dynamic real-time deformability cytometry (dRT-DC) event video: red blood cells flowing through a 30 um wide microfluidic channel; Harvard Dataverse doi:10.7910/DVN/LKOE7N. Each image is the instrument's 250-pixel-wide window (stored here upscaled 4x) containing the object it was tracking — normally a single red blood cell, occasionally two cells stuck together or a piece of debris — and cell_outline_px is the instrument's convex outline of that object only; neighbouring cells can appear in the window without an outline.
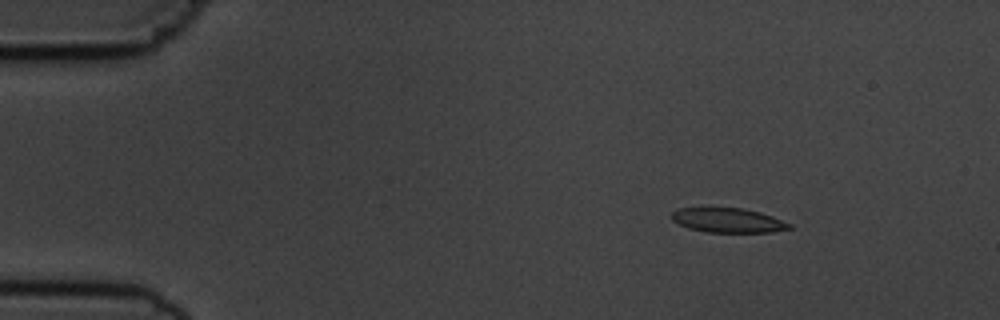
{"species": "common noctule bat (a hibernating species)", "species_latin": "Nyctalus noctula", "temperature_condition": "cold", "stored_images_in_passage": 6, "camera_frame_rate_fps": 3000, "um_per_image_px": 0.085, "animal": {"sex": "male", "body_mass_g": 19.5, "forearm_length_mm": 54.6}, "frame": {"image": 1, "passage_image": 2, "time_ms": 1.333, "image_size_px": [1000, 320], "cell_outline_px": [[792, 228], [772, 232], [704, 232], [688, 228], [672, 220], [668, 216], [676, 208], [740, 208], [760, 212], [772, 216], [792, 224]], "centroid_in_image_um": [61.85, 18.73], "position_along_channel_um": 23.2, "area_um2": 16.88}}
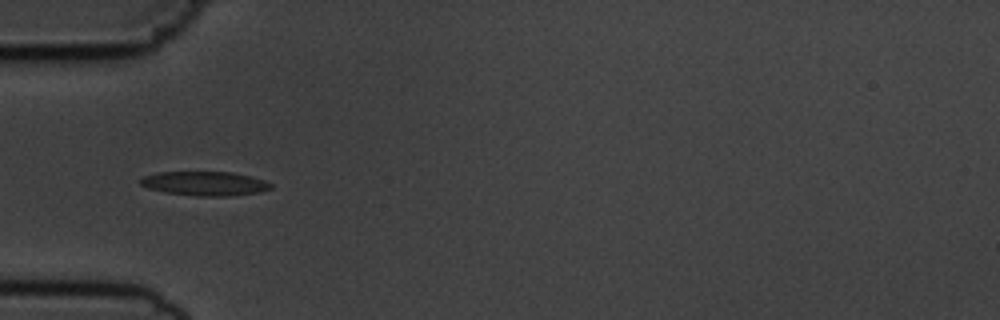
{"frame": {"image": 2, "passage_image": 5, "time_ms": 4.667, "image_size_px": [1000, 320], "cell_outline_px": [[272, 188], [260, 192], [232, 196], [196, 196], [164, 192], [148, 188], [140, 184], [140, 180], [144, 176], [156, 172], [232, 172], [252, 176], [264, 180], [272, 184]], "centroid_in_image_um": [17.43, 15.6], "position_along_channel_um": 67.6, "area_um2": 18.5}}
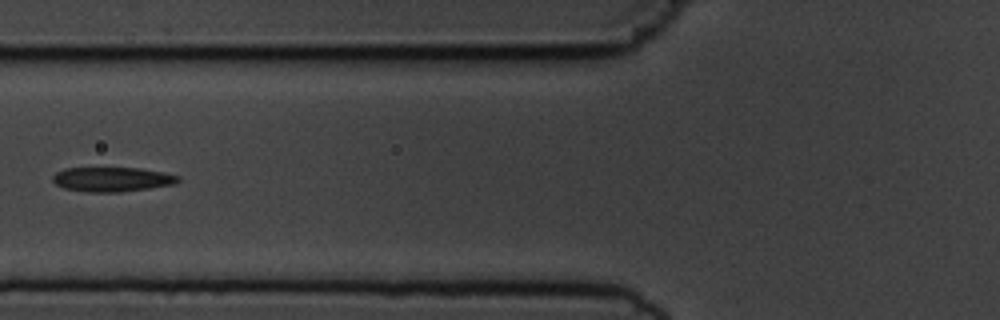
{"frame": {"image": 3, "passage_image": 6, "time_ms": 6.0, "image_size_px": [1000, 320], "cell_outline_px": [[180, 180], [176, 184], [120, 192], [88, 192], [64, 188], [56, 184], [52, 180], [52, 176], [56, 172], [64, 168], [140, 168], [164, 172], [180, 176]], "centroid_in_image_um": [9.54, 15.24], "position_along_channel_um": 116.3, "area_um2": 17.98}}